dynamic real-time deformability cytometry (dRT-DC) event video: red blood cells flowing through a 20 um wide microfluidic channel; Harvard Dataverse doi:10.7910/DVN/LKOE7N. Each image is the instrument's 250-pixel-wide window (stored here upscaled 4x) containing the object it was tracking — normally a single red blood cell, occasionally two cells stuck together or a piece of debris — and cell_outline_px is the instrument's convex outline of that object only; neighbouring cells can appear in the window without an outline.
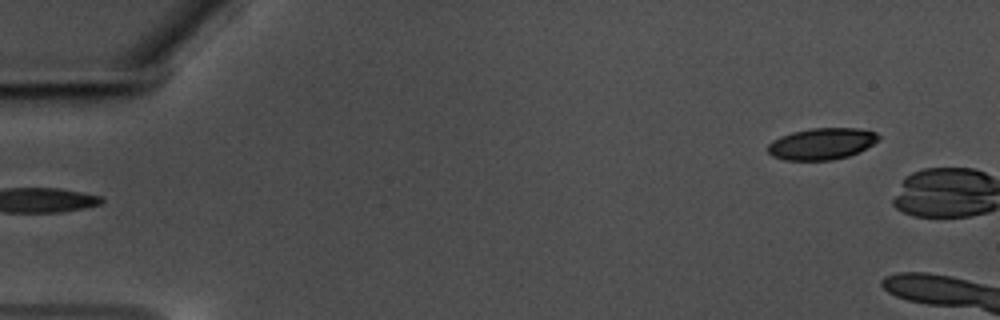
{"species": "common noctule bat (a hibernating species)", "species_latin": "Nyctalus noctula", "temperature_condition": "warm", "stored_images_in_passage": 2, "camera_frame_rate_fps": 3000, "um_per_image_px": 0.085, "animal": {"sex": "male", "body_mass_g": 17.5, "forearm_length_mm": 52.3}, "frame": {"image": 1, "passage_image": 1, "time_ms": 0.0, "image_size_px": [1000, 320], "cell_outline_px": [[880, 140], [860, 152], [848, 156], [832, 160], [784, 160], [772, 156], [768, 152], [768, 144], [772, 140], [780, 136], [792, 132], [812, 128], [856, 128], [876, 132], [880, 136]], "centroid_in_image_um": [69.86, 12.22], "position_along_channel_um": 15.1, "area_um2": 20.52}}